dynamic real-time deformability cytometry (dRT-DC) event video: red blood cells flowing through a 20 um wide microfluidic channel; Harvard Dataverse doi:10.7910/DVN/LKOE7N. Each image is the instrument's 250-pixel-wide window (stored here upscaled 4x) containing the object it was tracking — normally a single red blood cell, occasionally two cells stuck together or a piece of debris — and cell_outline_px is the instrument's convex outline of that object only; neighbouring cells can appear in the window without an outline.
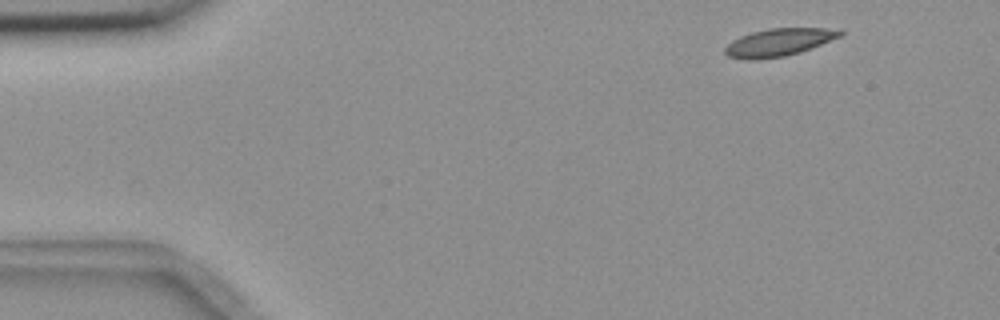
{"species": "common noctule bat (a hibernating species)", "species_latin": "Nyctalus noctula", "temperature_condition": "room temperature", "stored_images_in_passage": 3, "camera_frame_rate_fps": 3000, "um_per_image_px": 0.085, "animal": {"sex": "female", "body_mass_g": 18.4}, "frame": {"image": 1, "passage_image": 1, "time_ms": 0.0, "image_size_px": [1000, 320], "cell_outline_px": [[844, 32], [840, 36], [812, 48], [800, 52], [784, 56], [756, 60], [744, 60], [728, 56], [724, 52], [724, 48], [732, 40], [740, 36], [752, 32], [768, 28], [844, 28]], "centroid_in_image_um": [66.2, 3.59], "position_along_channel_um": 18.8, "area_um2": 18.73}}
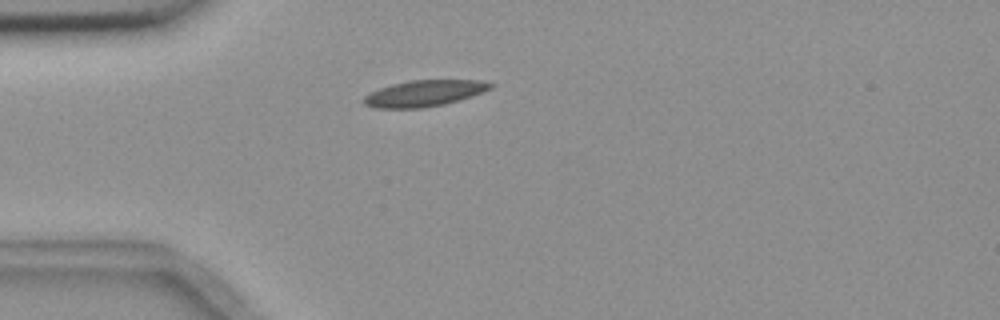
{"frame": {"image": 2, "passage_image": 3, "time_ms": 3.0, "image_size_px": [1000, 320], "cell_outline_px": [[496, 84], [492, 88], [444, 104], [420, 108], [376, 108], [364, 104], [360, 100], [368, 92], [392, 84], [408, 80], [480, 80]], "centroid_in_image_um": [35.98, 7.92], "position_along_channel_um": 49.0, "area_um2": 19.25}}